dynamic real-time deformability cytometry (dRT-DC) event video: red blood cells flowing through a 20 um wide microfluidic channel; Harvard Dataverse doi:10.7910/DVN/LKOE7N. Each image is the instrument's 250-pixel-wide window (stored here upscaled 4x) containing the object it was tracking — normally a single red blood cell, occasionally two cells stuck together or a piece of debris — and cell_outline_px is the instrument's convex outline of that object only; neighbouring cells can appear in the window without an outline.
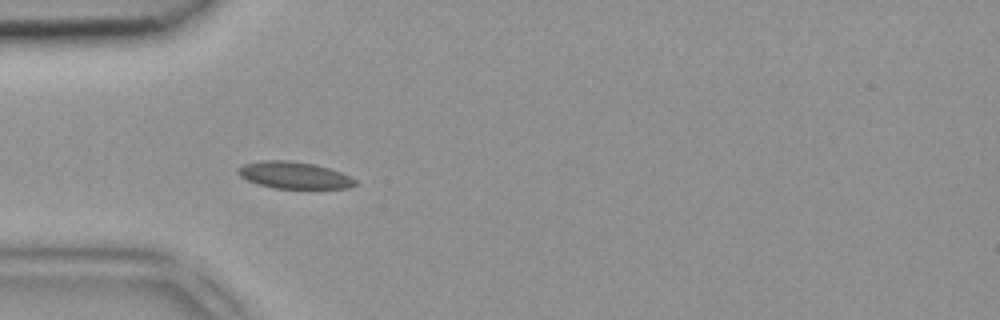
{"species": "common noctule bat (a hibernating species)", "species_latin": "Nyctalus noctula", "temperature_condition": "room temperature", "stored_images_in_passage": 4, "camera_frame_rate_fps": 3000, "um_per_image_px": 0.085, "animal": {"sex": "female", "body_mass_g": 18.4}, "frame": {"image": 1, "passage_image": 3, "time_ms": 0.667, "image_size_px": [1000, 320], "cell_outline_px": [[356, 184], [348, 188], [272, 188], [256, 184], [240, 176], [236, 172], [244, 164], [260, 160], [288, 160], [316, 164], [340, 172], [356, 180]], "centroid_in_image_um": [24.97, 14.89], "position_along_channel_um": 60.0, "area_um2": 18.26}}